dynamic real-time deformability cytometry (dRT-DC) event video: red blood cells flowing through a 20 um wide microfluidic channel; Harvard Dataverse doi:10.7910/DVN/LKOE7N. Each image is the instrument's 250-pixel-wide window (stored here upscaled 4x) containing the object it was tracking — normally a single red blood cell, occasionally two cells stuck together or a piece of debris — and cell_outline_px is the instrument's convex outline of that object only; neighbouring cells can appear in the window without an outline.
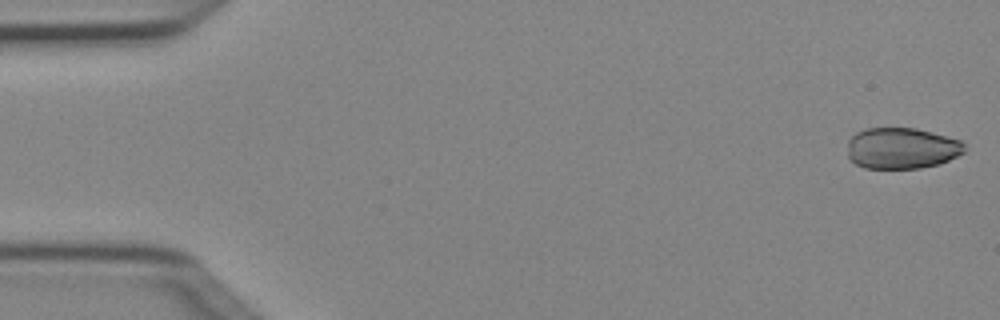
{"species": "Egyptian fruit bat (a non-hibernating species)", "species_latin": "Rousettus aegyptiacus", "temperature_condition": "cold", "stored_images_in_passage": 4, "camera_frame_rate_fps": 3000, "um_per_image_px": 0.085, "animal": {"sex": "female"}, "frame": {"image": 1, "passage_image": 1, "time_ms": 0.0, "image_size_px": [1000, 320], "cell_outline_px": [[964, 152], [940, 164], [920, 168], [864, 168], [856, 164], [848, 156], [848, 140], [856, 132], [864, 128], [916, 128], [960, 140], [964, 144]], "centroid_in_image_um": [76.62, 12.6], "position_along_channel_um": 8.4, "area_um2": 28.03}}